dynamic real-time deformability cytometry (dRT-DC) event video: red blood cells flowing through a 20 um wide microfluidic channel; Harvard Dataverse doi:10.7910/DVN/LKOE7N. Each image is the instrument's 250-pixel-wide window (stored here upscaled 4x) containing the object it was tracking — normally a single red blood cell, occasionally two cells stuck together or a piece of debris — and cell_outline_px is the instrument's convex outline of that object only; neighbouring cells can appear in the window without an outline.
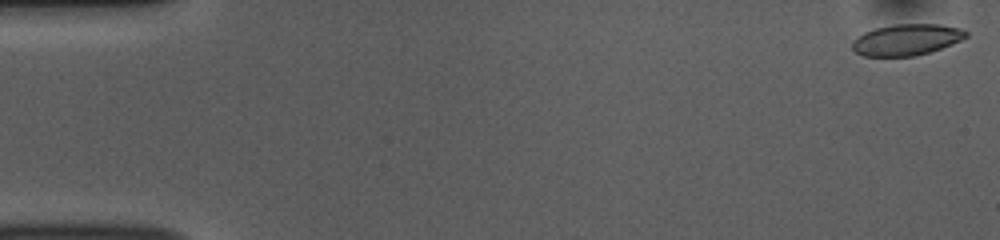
{"species": "common noctule bat (a hibernating species)", "species_latin": "Nyctalus noctula", "temperature_condition": "room temperature", "stored_images_in_passage": 53, "camera_frame_rate_fps": 3000, "um_per_image_px": 0.085, "animal": {"sex": "female", "body_mass_g": 10.0, "forearm_length_mm": 53.1}, "frame": {"image": 1, "passage_image": 1, "time_ms": 0.0, "image_size_px": [1000, 240], "cell_outline_px": [[968, 36], [952, 44], [916, 56], [864, 56], [856, 52], [852, 48], [852, 40], [864, 32], [876, 28], [892, 24], [940, 24], [960, 28], [968, 32]], "centroid_in_image_um": [77.05, 3.37], "position_along_channel_um": 8.0, "area_um2": 20.69}}
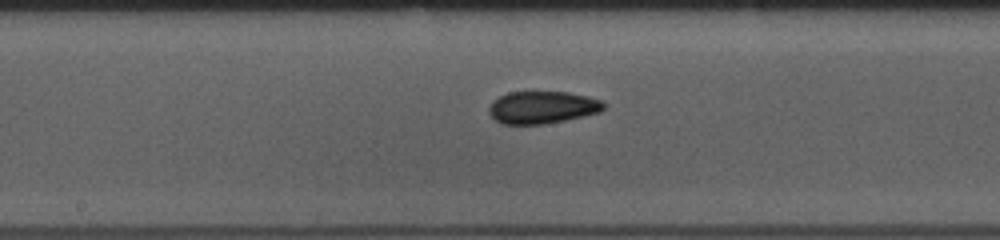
{"frame": {"image": 2, "passage_image": 27, "time_ms": 8.667, "image_size_px": [1000, 240], "cell_outline_px": [[604, 108], [600, 112], [584, 116], [544, 124], [500, 124], [488, 112], [488, 108], [492, 100], [508, 92], [568, 92], [588, 96], [600, 100], [604, 104]], "centroid_in_image_um": [46.07, 9.12], "position_along_channel_um": 202.1, "area_um2": 21.68}}
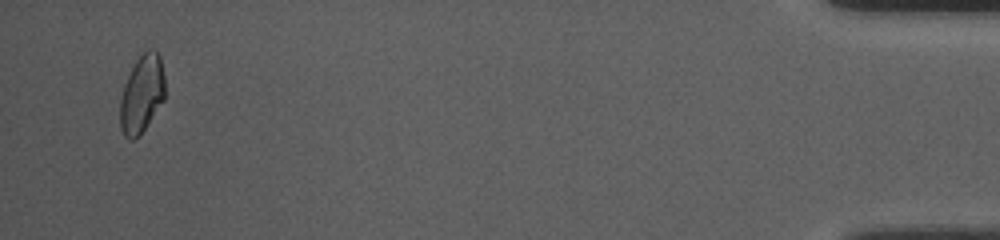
{"frame": {"image": 3, "passage_image": 51, "time_ms": 16.667, "image_size_px": [1000, 240], "cell_outline_px": [[164, 100], [140, 136], [132, 140], [128, 140], [124, 136], [120, 128], [120, 100], [124, 84], [136, 60], [148, 48], [152, 48], [160, 56], [164, 76]], "centroid_in_image_um": [12.05, 8.02], "position_along_channel_um": 423.2, "area_um2": 20.4}, "authors_computed_cell_mechanics": {"area_um2": 21.2126, "velocity_mm_per_s": 3.7816, "shape_relaxation_time_tau1_ms": null, "shape_relaxation_time_tau2_ms": 2.6565, "deformation_change_tau1": null, "deformation_change_tau2": 0.0745}}